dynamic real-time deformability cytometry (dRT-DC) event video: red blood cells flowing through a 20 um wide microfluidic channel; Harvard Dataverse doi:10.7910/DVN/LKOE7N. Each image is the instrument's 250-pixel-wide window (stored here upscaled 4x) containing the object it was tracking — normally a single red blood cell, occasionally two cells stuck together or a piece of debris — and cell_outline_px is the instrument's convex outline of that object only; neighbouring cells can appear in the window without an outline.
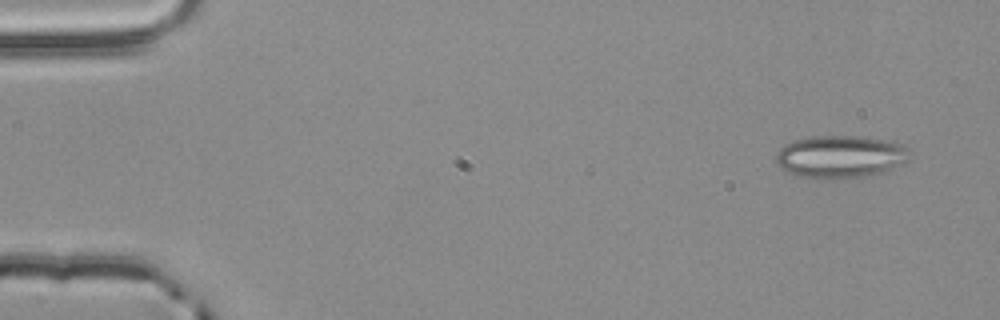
{"species": "common noctule bat (a hibernating species)", "species_latin": "Nyctalus noctula", "temperature_condition": "room temperature", "stored_images_in_passage": 4, "segment_of_instrument_passage": [2, 2], "camera_frame_rate_fps": 3000, "um_per_image_px": 0.085, "animal": {"sex": "male", "body_mass_g": 20.4}, "frame": {"image": 1, "passage_image": 4, "time_ms": 1.0, "image_size_px": [1000, 320], "cell_outline_px": [[904, 160], [888, 172], [872, 176], [832, 180], [800, 176], [784, 172], [780, 168], [776, 160], [776, 152], [784, 144], [796, 140], [812, 136], [864, 136], [884, 140], [900, 144], [904, 148]], "centroid_in_image_um": [71.33, 13.35], "position_along_channel_um": 13.7, "area_um2": 33.18}}